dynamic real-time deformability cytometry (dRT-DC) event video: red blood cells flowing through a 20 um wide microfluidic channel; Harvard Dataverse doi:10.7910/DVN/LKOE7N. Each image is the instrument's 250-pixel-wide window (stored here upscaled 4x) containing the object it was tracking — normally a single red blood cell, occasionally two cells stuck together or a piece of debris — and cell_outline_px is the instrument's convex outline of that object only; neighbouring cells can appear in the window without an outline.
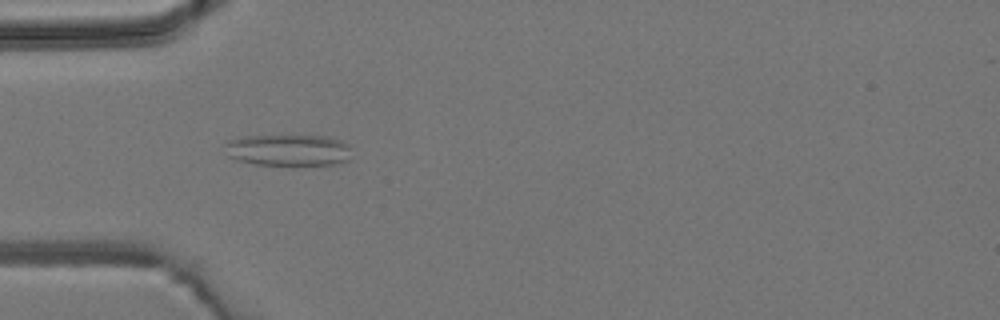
{"species": "common noctule bat (a hibernating species)", "species_latin": "Nyctalus noctula", "temperature_condition": "room temperature", "stored_images_in_passage": 5, "camera_frame_rate_fps": 3000, "um_per_image_px": 0.085, "animal": {"sex": "male", "body_mass_g": 19.2, "forearm_length_mm": 51.8}, "frame": {"image": 1, "passage_image": 5, "time_ms": 4.667, "image_size_px": [1000, 320], "cell_outline_px": [[348, 160], [332, 164], [292, 168], [252, 164], [236, 160], [228, 156], [224, 144], [228, 140], [244, 136], [328, 136], [340, 140], [348, 144]], "centroid_in_image_um": [24.45, 12.81], "position_along_channel_um": 60.5, "area_um2": 24.1}}